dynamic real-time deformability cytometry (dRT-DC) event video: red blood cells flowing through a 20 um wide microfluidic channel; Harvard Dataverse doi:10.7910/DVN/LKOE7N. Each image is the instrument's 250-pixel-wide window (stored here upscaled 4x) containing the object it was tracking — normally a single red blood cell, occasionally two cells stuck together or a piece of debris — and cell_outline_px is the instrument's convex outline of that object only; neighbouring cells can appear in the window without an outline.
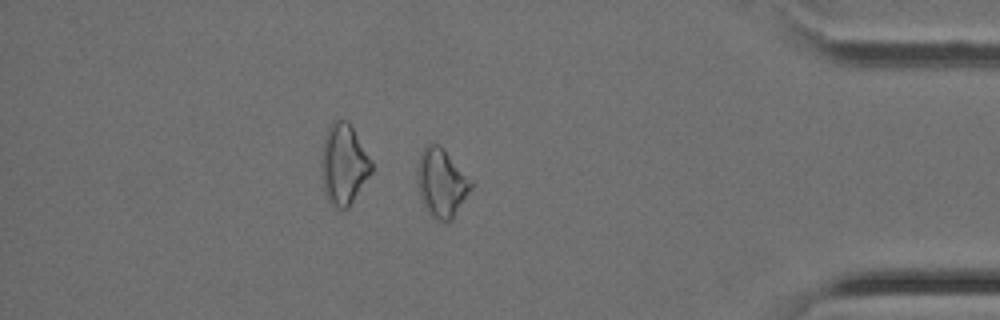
{"species": "Egyptian fruit bat (a non-hibernating species)", "species_latin": "Rousettus aegyptiacus", "temperature_condition": "cold", "stored_images_in_passage": 37, "camera_frame_rate_fps": 3000, "um_per_image_px": 0.085, "animal": {"sex": "female"}, "frame": {"image": 1, "passage_image": 32, "time_ms": 10.333, "image_size_px": [1000, 320], "cell_outline_px": [[472, 188], [452, 220], [436, 220], [428, 216], [424, 208], [420, 196], [416, 172], [420, 152], [428, 144], [440, 144], [472, 180]], "centroid_in_image_um": [37.51, 15.55], "position_along_channel_um": 397.7, "area_um2": 21.62}}